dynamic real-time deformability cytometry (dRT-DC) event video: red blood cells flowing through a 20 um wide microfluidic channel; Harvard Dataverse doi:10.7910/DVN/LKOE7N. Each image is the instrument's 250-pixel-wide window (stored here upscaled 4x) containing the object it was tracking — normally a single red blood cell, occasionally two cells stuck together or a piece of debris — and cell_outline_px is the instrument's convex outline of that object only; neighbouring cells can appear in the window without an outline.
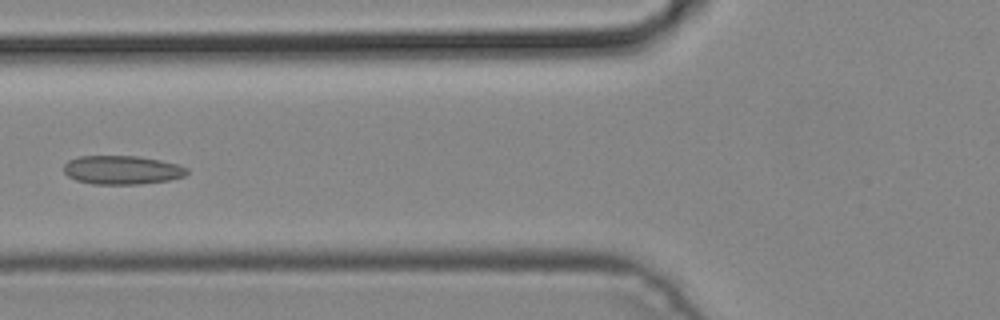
{"species": "common noctule bat (a hibernating species)", "species_latin": "Nyctalus noctula", "temperature_condition": "cold", "stored_images_in_passage": 3, "camera_frame_rate_fps": 3000, "um_per_image_px": 0.085, "animal": {"sex": "male", "body_mass_g": 19.2, "forearm_length_mm": 51.8}, "frame": {"image": 1, "passage_image": 3, "time_ms": 0.667, "image_size_px": [1000, 320], "cell_outline_px": [[188, 172], [184, 176], [168, 180], [140, 184], [92, 184], [76, 180], [68, 176], [64, 172], [64, 164], [68, 160], [80, 156], [140, 156], [160, 160], [176, 164], [188, 168]], "centroid_in_image_um": [10.36, 14.44], "position_along_channel_um": 115.4, "area_um2": 20.63}}